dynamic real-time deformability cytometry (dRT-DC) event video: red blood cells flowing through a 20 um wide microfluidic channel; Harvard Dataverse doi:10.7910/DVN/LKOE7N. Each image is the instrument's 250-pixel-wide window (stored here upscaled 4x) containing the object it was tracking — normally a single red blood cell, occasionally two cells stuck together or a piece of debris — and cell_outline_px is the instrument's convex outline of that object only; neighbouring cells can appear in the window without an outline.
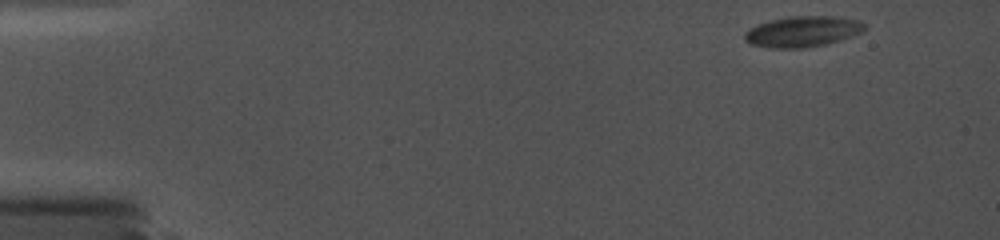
{"species": "common noctule bat (a hibernating species)", "species_latin": "Nyctalus noctula", "temperature_condition": "cold", "stored_images_in_passage": 39, "camera_frame_rate_fps": 5000, "um_per_image_px": 0.085, "animal": {"sex": "female", "body_mass_g": 19.0, "forearm_length_mm": 56.7}, "frame": {"image": 1, "passage_image": 1, "time_ms": 0.0, "image_size_px": [1000, 240], "cell_outline_px": [[864, 32], [828, 44], [804, 48], [768, 48], [748, 44], [744, 40], [744, 36], [752, 28], [760, 24], [772, 20], [800, 16], [820, 16], [848, 20], [864, 24]], "centroid_in_image_um": [68.17, 2.73], "position_along_channel_um": 16.8, "area_um2": 20.81}}
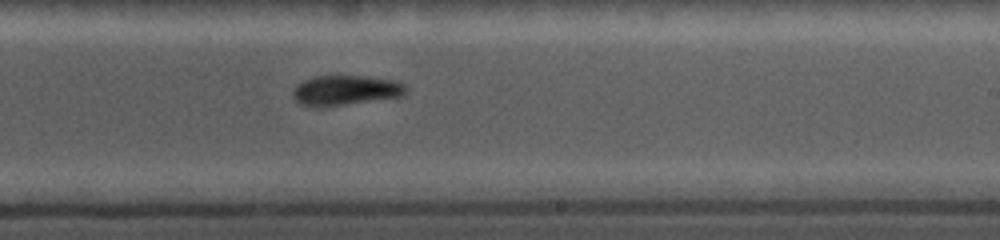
{"frame": {"image": 2, "passage_image": 24, "time_ms": 9.6, "image_size_px": [1000, 240], "cell_outline_px": [[408, 92], [400, 96], [320, 108], [300, 104], [292, 96], [292, 92], [296, 84], [304, 80], [316, 76], [364, 76], [396, 80], [404, 84], [408, 88]], "centroid_in_image_um": [29.35, 7.68], "position_along_channel_um": 259.6, "area_um2": 19.83}}
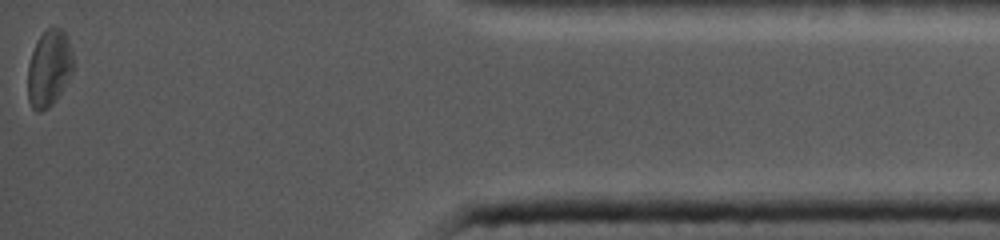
{"frame": {"image": 3, "passage_image": 39, "time_ms": 15.2, "image_size_px": [1000, 240], "cell_outline_px": [[72, 72], [56, 100], [48, 108], [40, 112], [36, 112], [32, 108], [28, 100], [28, 64], [36, 40], [48, 28], [60, 28], [64, 32], [68, 40], [72, 52]], "centroid_in_image_um": [4.14, 5.83], "position_along_channel_um": 431.1, "area_um2": 20.11}}